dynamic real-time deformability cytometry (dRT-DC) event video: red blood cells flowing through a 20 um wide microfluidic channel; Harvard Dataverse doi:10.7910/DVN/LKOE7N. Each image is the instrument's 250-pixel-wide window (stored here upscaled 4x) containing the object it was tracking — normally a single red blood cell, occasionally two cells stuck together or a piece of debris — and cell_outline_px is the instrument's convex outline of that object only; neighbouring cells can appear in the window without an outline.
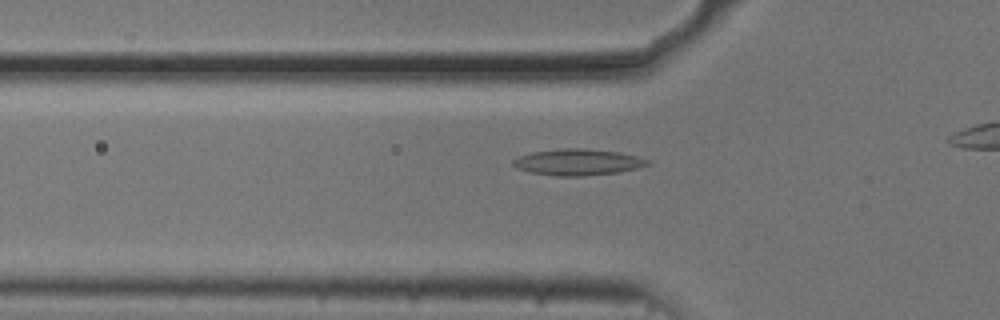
{"species": "common noctule bat (a hibernating species)", "species_latin": "Nyctalus noctula", "temperature_condition": "cold", "stored_images_in_passage": 40, "camera_frame_rate_fps": 3000, "um_per_image_px": 0.085, "animal": {"sex": "male", "body_mass_g": 20.5, "forearm_length_mm": 52.5}, "frame": {"image": 1, "passage_image": 13, "time_ms": 4.0, "image_size_px": [1000, 320], "cell_outline_px": [[652, 160], [648, 164], [636, 168], [620, 172], [584, 176], [556, 176], [528, 172], [516, 168], [512, 164], [512, 160], [520, 156], [532, 152], [564, 148], [584, 148], [620, 152]], "centroid_in_image_um": [49.1, 13.78], "position_along_channel_um": 76.7, "area_um2": 20.69}}
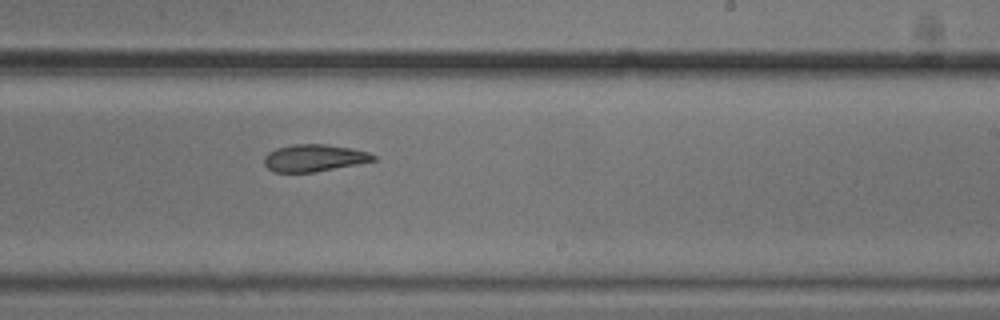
{"frame": {"image": 2, "passage_image": 28, "time_ms": 9.0, "image_size_px": [1000, 320], "cell_outline_px": [[376, 160], [356, 164], [312, 172], [272, 172], [264, 164], [264, 156], [268, 152], [276, 148], [292, 144], [324, 144], [352, 148], [368, 152], [376, 156]], "centroid_in_image_um": [26.66, 13.42], "position_along_channel_um": 262.3, "area_um2": 17.17}}
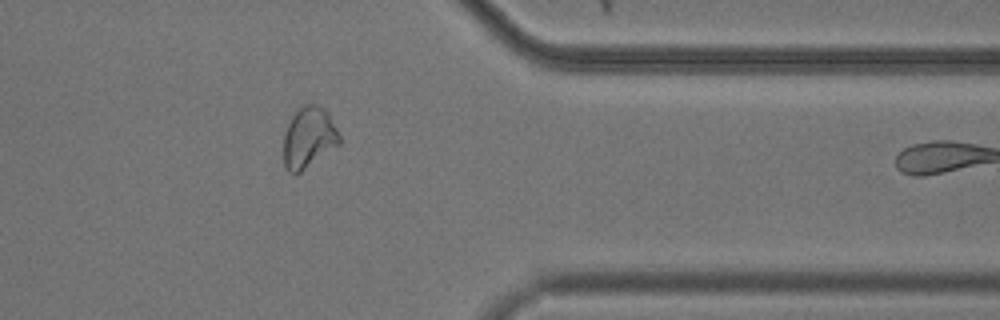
{"frame": {"image": 3, "passage_image": 39, "time_ms": 12.667, "image_size_px": [1000, 320], "cell_outline_px": [[340, 144], [300, 172], [288, 172], [284, 168], [284, 136], [288, 124], [292, 116], [304, 104], [316, 104], [324, 108], [328, 112], [340, 136]], "centroid_in_image_um": [26.25, 11.69], "position_along_channel_um": 385.2, "area_um2": 19.65}}